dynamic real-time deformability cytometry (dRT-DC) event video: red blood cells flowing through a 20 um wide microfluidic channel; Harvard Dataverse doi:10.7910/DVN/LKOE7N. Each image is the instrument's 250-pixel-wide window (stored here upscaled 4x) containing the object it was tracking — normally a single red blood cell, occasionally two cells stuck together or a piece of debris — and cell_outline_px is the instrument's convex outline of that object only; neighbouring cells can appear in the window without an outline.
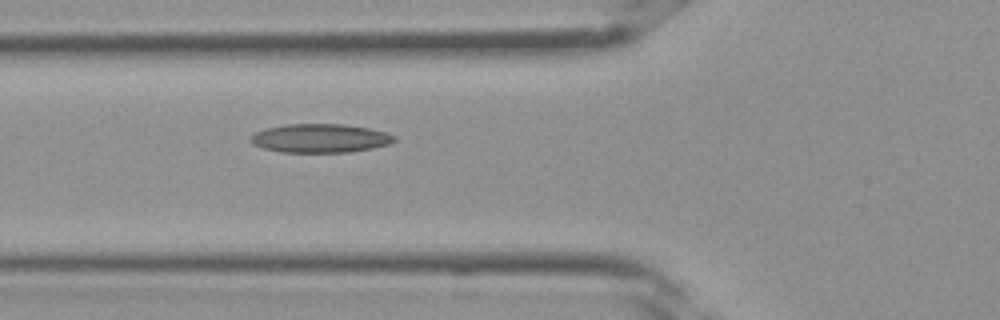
{"species": "Egyptian fruit bat (a non-hibernating species)", "species_latin": "Rousettus aegyptiacus", "temperature_condition": "room temperature", "stored_images_in_passage": 4, "camera_frame_rate_fps": 3000, "um_per_image_px": 0.085, "frame": {"image": 1, "passage_image": 4, "time_ms": 1.0, "image_size_px": [1000, 320], "cell_outline_px": [[396, 140], [388, 144], [372, 148], [348, 152], [280, 152], [264, 148], [252, 144], [248, 140], [248, 136], [264, 128], [288, 124], [344, 124], [368, 128], [388, 132], [396, 136]], "centroid_in_image_um": [27.18, 11.74], "position_along_channel_um": 98.6, "area_um2": 24.22}}